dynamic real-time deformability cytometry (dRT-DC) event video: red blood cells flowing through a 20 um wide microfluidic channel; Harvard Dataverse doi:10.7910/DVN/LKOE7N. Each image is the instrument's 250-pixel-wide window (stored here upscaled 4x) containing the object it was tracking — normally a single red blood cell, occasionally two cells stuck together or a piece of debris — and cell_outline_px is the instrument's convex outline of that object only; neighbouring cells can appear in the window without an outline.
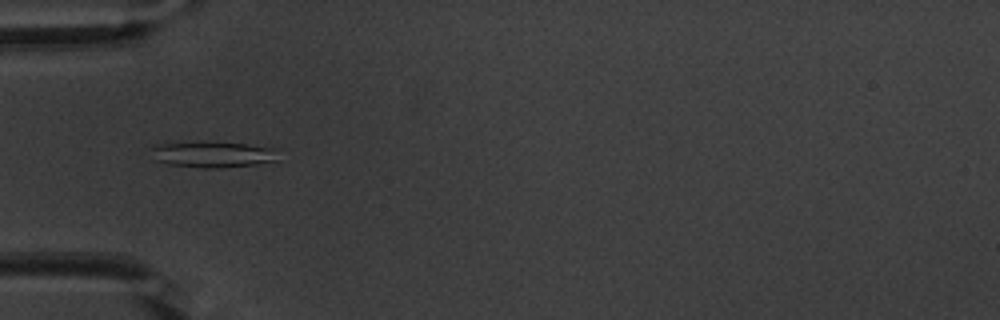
{"species": "common noctule bat (a hibernating species)", "species_latin": "Nyctalus noctula", "temperature_condition": "warm", "stored_images_in_passage": 54, "camera_frame_rate_fps": 3000, "um_per_image_px": 0.085, "animal": {"sex": "male", "body_mass_g": 20.1, "forearm_length_mm": 53.5}, "frame": {"image": 1, "passage_image": 18, "time_ms": 5.667, "image_size_px": [1000, 320], "cell_outline_px": [[280, 160], [256, 164], [224, 168], [204, 168], [168, 164], [156, 160], [152, 148], [156, 144], [244, 144], [276, 148]], "centroid_in_image_um": [18.2, 13.17], "position_along_channel_um": 66.8, "area_um2": 18.44}}
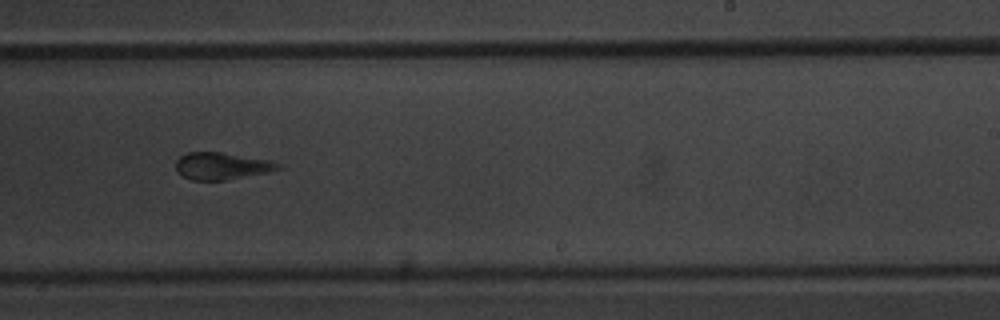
{"frame": {"image": 2, "passage_image": 34, "time_ms": 11.0, "image_size_px": [1000, 320], "cell_outline_px": [[284, 168], [268, 172], [224, 180], [192, 180], [176, 172], [176, 160], [180, 156], [188, 152], [220, 152], [272, 160], [280, 164]], "centroid_in_image_um": [18.86, 14.1], "position_along_channel_um": 270.1, "area_um2": 16.18}}
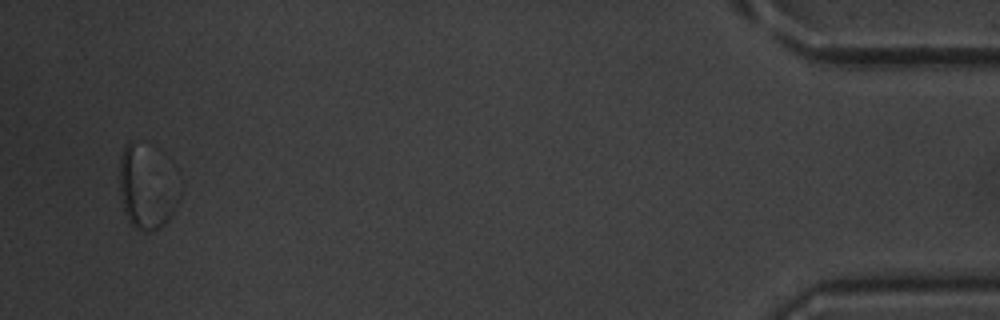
{"frame": {"image": 3, "passage_image": 52, "time_ms": 17.0, "image_size_px": [1000, 320], "cell_outline_px": [[180, 196], [176, 208], [168, 220], [160, 228], [148, 232], [144, 232], [136, 228], [128, 220], [124, 212], [120, 196], [120, 156], [124, 144], [132, 140], [136, 140], [140, 144], [180, 192]], "centroid_in_image_um": [12.35, 16.1], "position_along_channel_um": 422.9, "area_um2": 26.93}}